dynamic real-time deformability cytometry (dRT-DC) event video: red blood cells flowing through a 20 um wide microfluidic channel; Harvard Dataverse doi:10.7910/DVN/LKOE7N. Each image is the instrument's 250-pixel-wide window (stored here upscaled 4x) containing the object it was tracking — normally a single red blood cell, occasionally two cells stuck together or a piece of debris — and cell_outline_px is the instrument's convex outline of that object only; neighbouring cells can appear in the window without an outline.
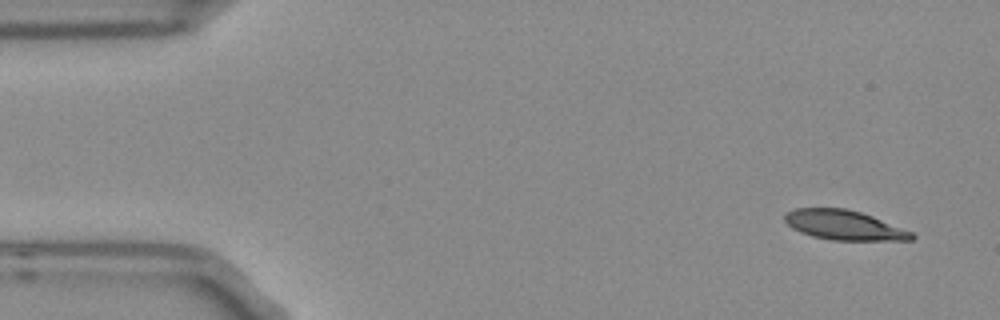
{"species": "Egyptian fruit bat (a non-hibernating species)", "species_latin": "Rousettus aegyptiacus", "temperature_condition": "room temperature", "stored_images_in_passage": 4, "camera_frame_rate_fps": 3000, "um_per_image_px": 0.085, "frame": {"image": 1, "passage_image": 1, "time_ms": 0.0, "image_size_px": [1000, 320], "cell_outline_px": [[916, 236], [912, 240], [832, 240], [812, 236], [800, 232], [792, 228], [784, 220], [784, 216], [788, 212], [796, 208], [844, 208], [860, 212], [872, 216], [912, 232]], "centroid_in_image_um": [71.73, 19.14], "position_along_channel_um": 13.3, "area_um2": 21.73}}
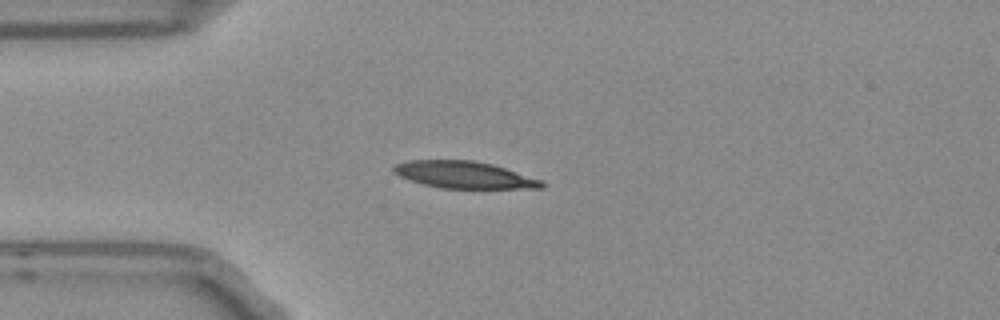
{"frame": {"image": 2, "passage_image": 4, "time_ms": 1.0, "image_size_px": [1000, 320], "cell_outline_px": [[544, 188], [440, 188], [424, 184], [400, 176], [392, 172], [392, 168], [396, 164], [412, 160], [472, 160], [492, 164], [544, 180]], "centroid_in_image_um": [39.48, 14.86], "position_along_channel_um": 45.5, "area_um2": 23.12}}